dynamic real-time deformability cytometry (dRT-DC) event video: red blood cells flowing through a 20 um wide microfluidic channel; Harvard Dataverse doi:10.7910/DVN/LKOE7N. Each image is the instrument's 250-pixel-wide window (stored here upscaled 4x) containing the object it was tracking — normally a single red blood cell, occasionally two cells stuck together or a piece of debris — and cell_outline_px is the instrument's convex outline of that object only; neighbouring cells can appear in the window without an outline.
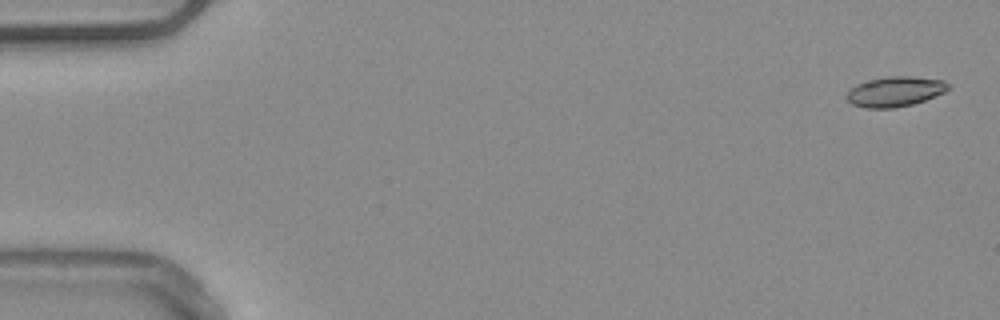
{"species": "common noctule bat (a hibernating species)", "species_latin": "Nyctalus noctula", "temperature_condition": "warm", "stored_images_in_passage": 53, "camera_frame_rate_fps": 3000, "um_per_image_px": 0.085, "animal": {"sex": "male", "body_mass_g": 20.4}, "frame": {"image": 1, "passage_image": 2, "time_ms": 0.333, "image_size_px": [1000, 320], "cell_outline_px": [[948, 88], [944, 92], [924, 100], [912, 104], [896, 108], [864, 108], [852, 104], [844, 96], [848, 88], [856, 84], [888, 76], [912, 76], [944, 80], [948, 84]], "centroid_in_image_um": [76.02, 7.79], "position_along_channel_um": 9.0, "area_um2": 17.8}}
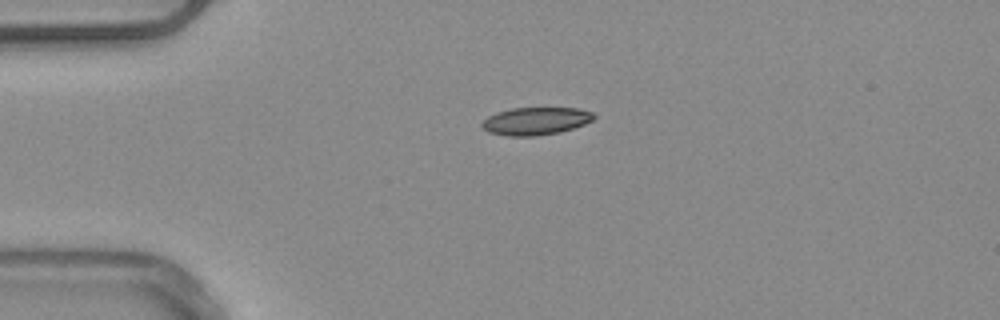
{"frame": {"image": 2, "passage_image": 13, "time_ms": 4.0, "image_size_px": [1000, 320], "cell_outline_px": [[596, 116], [592, 120], [584, 124], [560, 132], [536, 136], [508, 136], [488, 132], [480, 124], [488, 116], [496, 112], [512, 108], [580, 108], [592, 112]], "centroid_in_image_um": [45.53, 10.29], "position_along_channel_um": 39.5, "area_um2": 18.03}, "authors_computed_cell_mechanics": {"area_um2": 17.8602, "velocity_mm_per_s": 3.9232, "shape_relaxation_time_tau1_ms": null, "shape_relaxation_time_tau2_ms": 10.1193, "deformation_change_tau1": null, "deformation_change_tau2": 0.1792}}